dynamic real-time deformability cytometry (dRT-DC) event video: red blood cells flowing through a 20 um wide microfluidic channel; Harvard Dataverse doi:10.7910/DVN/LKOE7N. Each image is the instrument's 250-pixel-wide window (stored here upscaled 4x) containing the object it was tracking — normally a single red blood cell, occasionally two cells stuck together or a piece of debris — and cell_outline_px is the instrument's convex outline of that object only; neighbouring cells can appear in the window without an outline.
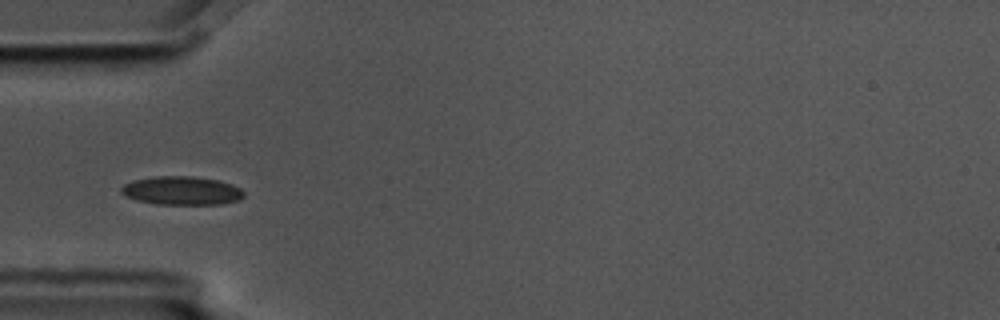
{"species": "common noctule bat (a hibernating species)", "species_latin": "Nyctalus noctula", "temperature_condition": "cold", "stored_images_in_passage": 8, "camera_frame_rate_fps": 3000, "um_per_image_px": 0.085, "animal": {"sex": "male", "body_mass_g": 17.5, "forearm_length_mm": 52.3}, "frame": {"image": 1, "passage_image": 6, "time_ms": 1.667, "image_size_px": [1000, 320], "cell_outline_px": [[244, 196], [240, 200], [220, 204], [156, 204], [136, 200], [120, 192], [120, 188], [124, 184], [132, 180], [156, 176], [192, 176], [220, 180], [232, 184], [240, 188], [244, 192]], "centroid_in_image_um": [15.46, 16.2], "position_along_channel_um": 69.5, "area_um2": 20.52}}